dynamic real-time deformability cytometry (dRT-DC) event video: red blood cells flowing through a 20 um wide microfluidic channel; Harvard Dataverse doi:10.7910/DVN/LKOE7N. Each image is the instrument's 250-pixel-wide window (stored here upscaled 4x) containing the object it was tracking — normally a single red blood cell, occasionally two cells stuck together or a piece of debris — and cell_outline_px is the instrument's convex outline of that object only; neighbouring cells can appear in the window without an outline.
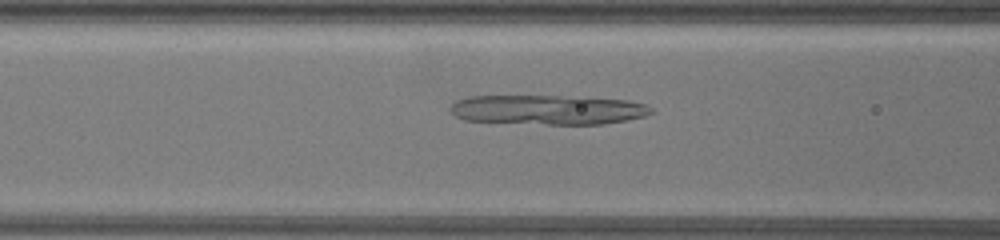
{"species": "common noctule bat (a hibernating species)", "species_latin": "Nyctalus noctula", "temperature_condition": "warm", "stored_images_in_passage": 66, "camera_frame_rate_fps": 3000, "um_per_image_px": 0.085, "animal": {"sex": "female", "body_mass_g": 19.5, "forearm_length_mm": 54.1}, "frame": {"image": 1, "passage_image": 30, "time_ms": 9.667, "image_size_px": [1000, 240], "cell_outline_px": [[656, 112], [644, 116], [628, 120], [604, 124], [548, 124], [464, 120], [448, 112], [448, 108], [456, 100], [468, 96], [584, 96], [628, 100], [644, 104], [652, 108]], "centroid_in_image_um": [46.59, 9.32], "position_along_channel_um": 120.0, "area_um2": 35.08}}
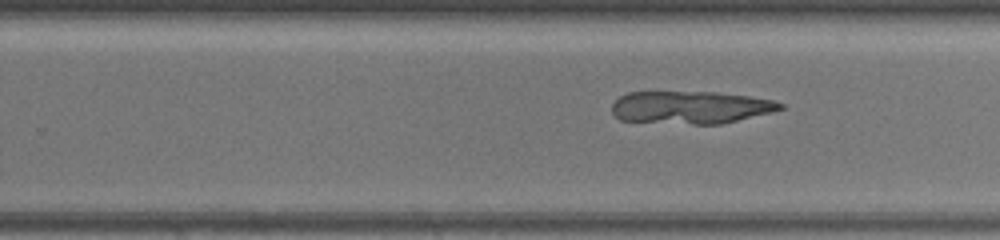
{"frame": {"image": 2, "passage_image": 44, "time_ms": 14.333, "image_size_px": [1000, 240], "cell_outline_px": [[784, 108], [772, 112], [720, 124], [692, 124], [620, 120], [612, 112], [612, 104], [620, 96], [628, 92], [716, 92], [748, 96], [772, 100], [784, 104]], "centroid_in_image_um": [58.7, 9.12], "position_along_channel_um": 271.1, "area_um2": 31.85}}
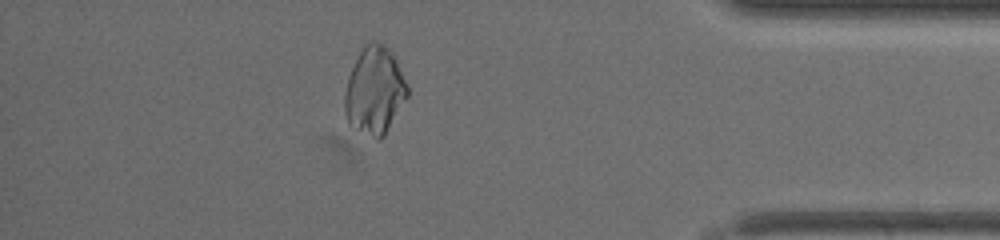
{"frame": {"image": 3, "passage_image": 59, "time_ms": 19.333, "image_size_px": [1000, 240], "cell_outline_px": [[408, 96], [384, 136], [380, 140], [376, 140], [348, 124], [344, 112], [344, 96], [348, 76], [364, 44], [368, 40], [380, 40], [392, 52], [396, 60], [408, 88]], "centroid_in_image_um": [31.83, 7.7], "position_along_channel_um": 403.4, "area_um2": 32.14}}